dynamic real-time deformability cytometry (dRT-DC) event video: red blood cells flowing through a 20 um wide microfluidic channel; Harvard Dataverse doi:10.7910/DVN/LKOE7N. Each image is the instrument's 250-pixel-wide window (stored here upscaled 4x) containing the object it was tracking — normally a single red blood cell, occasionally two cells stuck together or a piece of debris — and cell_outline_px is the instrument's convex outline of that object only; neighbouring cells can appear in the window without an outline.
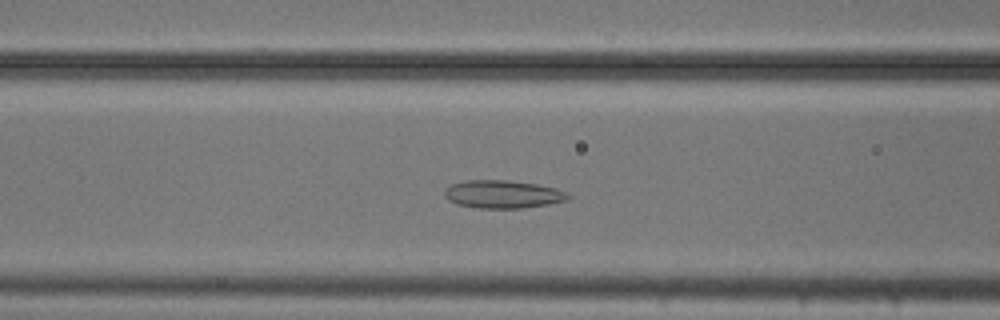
{"species": "common noctule bat (a hibernating species)", "species_latin": "Nyctalus noctula", "temperature_condition": "cold", "stored_images_in_passage": 40, "camera_frame_rate_fps": 3000, "um_per_image_px": 0.085, "animal": {"sex": "male", "body_mass_g": 20.5, "forearm_length_mm": 52.5}, "frame": {"image": 1, "passage_image": 8, "time_ms": 2.333, "image_size_px": [1000, 320], "cell_outline_px": [[572, 196], [568, 200], [548, 204], [520, 208], [480, 208], [456, 204], [448, 200], [444, 196], [444, 192], [452, 184], [468, 180], [508, 180], [536, 184], [556, 188], [568, 192]], "centroid_in_image_um": [42.77, 16.51], "position_along_channel_um": 123.8, "area_um2": 20.11}}
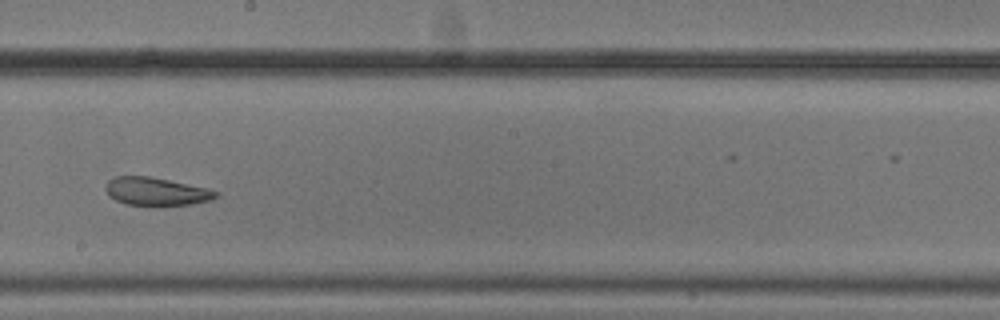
{"frame": {"image": 2, "passage_image": 17, "time_ms": 5.333, "image_size_px": [1000, 320], "cell_outline_px": [[220, 196], [212, 200], [192, 204], [128, 204], [116, 200], [108, 196], [104, 188], [108, 180], [116, 176], [148, 176], [208, 188], [220, 192]], "centroid_in_image_um": [13.3, 16.26], "position_along_channel_um": 234.9, "area_um2": 17.8}}
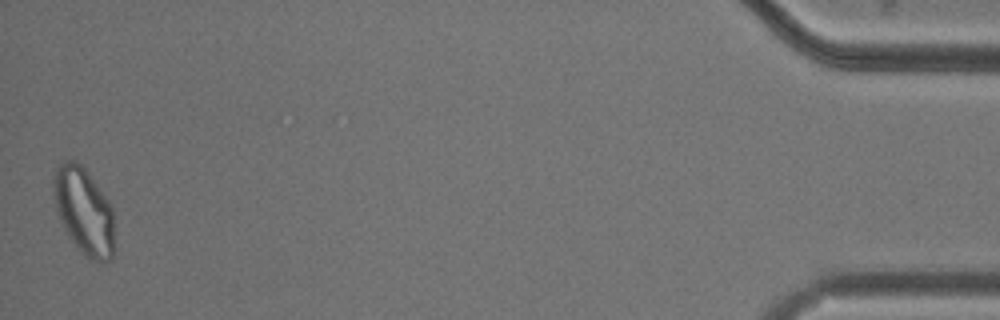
{"frame": {"image": 3, "passage_image": 40, "time_ms": 13.0, "image_size_px": [1000, 320], "cell_outline_px": [[112, 260], [88, 260], [80, 252], [68, 236], [60, 220], [56, 208], [52, 184], [52, 180], [56, 168], [64, 160], [76, 160], [84, 168], [112, 204]], "centroid_in_image_um": [7.1, 17.92], "position_along_channel_um": 428.1, "area_um2": 30.58}, "authors_computed_cell_mechanics": {"area_um2": 20.7791, "velocity_mm_per_s": 3.7108, "shape_relaxation_time_tau1_ms": null, "shape_relaxation_time_tau2_ms": 4.1854, "deformation_change_tau1": null, "deformation_change_tau2": 0.0878}}